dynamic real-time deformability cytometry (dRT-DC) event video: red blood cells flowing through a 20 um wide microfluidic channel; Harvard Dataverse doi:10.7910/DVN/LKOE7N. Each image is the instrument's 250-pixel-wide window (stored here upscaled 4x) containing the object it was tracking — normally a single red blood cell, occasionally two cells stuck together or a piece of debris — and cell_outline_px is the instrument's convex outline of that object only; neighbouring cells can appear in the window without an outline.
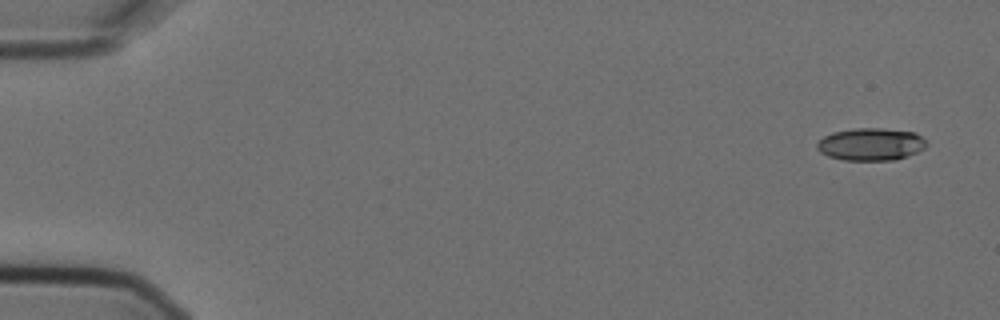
{"species": "Egyptian fruit bat (a non-hibernating species)", "species_latin": "Rousettus aegyptiacus", "temperature_condition": "cold", "stored_images_in_passage": 5, "camera_frame_rate_fps": 3000, "um_per_image_px": 0.085, "animal": {"sex": "female"}, "frame": {"image": 1, "passage_image": 1, "time_ms": 0.0, "image_size_px": [1000, 320], "cell_outline_px": [[928, 144], [924, 148], [908, 156], [896, 160], [844, 160], [828, 156], [820, 152], [816, 148], [816, 144], [824, 136], [832, 132], [856, 128], [880, 128], [916, 132]], "centroid_in_image_um": [74.01, 12.26], "position_along_channel_um": 11.0, "area_um2": 20.75}}
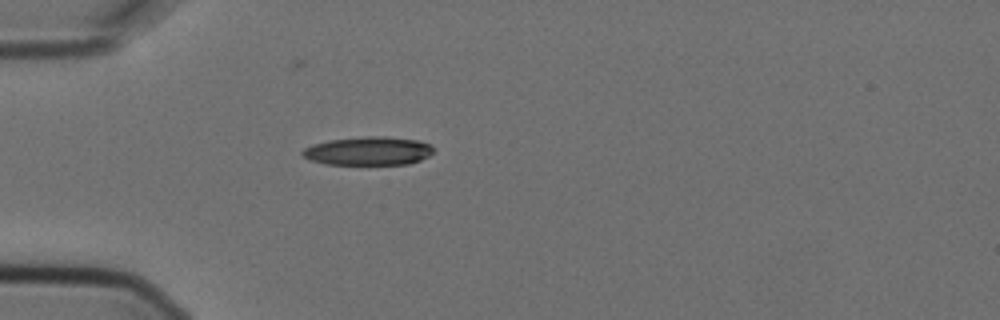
{"frame": {"image": 2, "passage_image": 5, "time_ms": 1.333, "image_size_px": [1000, 320], "cell_outline_px": [[432, 152], [428, 156], [420, 160], [408, 164], [324, 164], [308, 160], [300, 156], [300, 152], [304, 148], [312, 144], [328, 140], [368, 136], [384, 136], [416, 140], [428, 144], [432, 148]], "centroid_in_image_um": [31.21, 12.83], "position_along_channel_um": 53.8, "area_um2": 21.79}}